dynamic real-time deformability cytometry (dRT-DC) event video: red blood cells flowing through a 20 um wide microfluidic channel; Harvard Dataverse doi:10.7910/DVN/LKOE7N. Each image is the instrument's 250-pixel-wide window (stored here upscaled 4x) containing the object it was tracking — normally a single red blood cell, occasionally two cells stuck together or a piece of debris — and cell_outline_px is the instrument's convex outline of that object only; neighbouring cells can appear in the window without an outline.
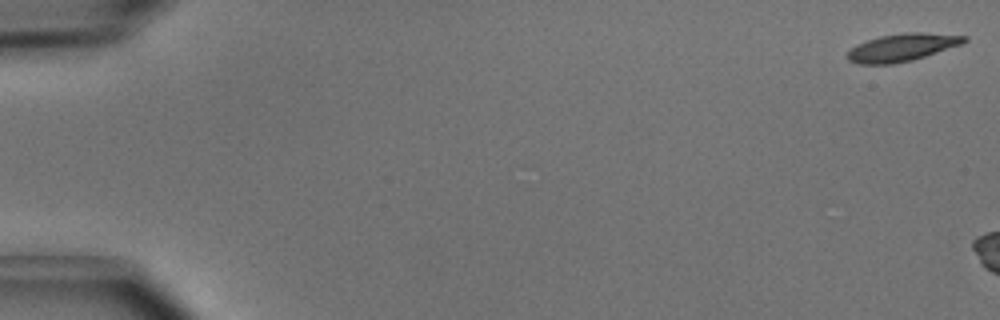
{"species": "common noctule bat (a hibernating species)", "species_latin": "Nyctalus noctula", "temperature_condition": "cold", "stored_images_in_passage": 6, "camera_frame_rate_fps": 3000, "um_per_image_px": 0.085, "animal": {"sex": "male", "body_mass_g": 15.6}, "frame": {"image": 1, "passage_image": 1, "time_ms": 0.0, "image_size_px": [1000, 320], "cell_outline_px": [[968, 40], [964, 44], [912, 60], [892, 64], [856, 64], [848, 60], [844, 56], [856, 44], [880, 36], [904, 32], [920, 32], [968, 36]], "centroid_in_image_um": [76.68, 4.03], "position_along_channel_um": 8.3, "area_um2": 18.96}}